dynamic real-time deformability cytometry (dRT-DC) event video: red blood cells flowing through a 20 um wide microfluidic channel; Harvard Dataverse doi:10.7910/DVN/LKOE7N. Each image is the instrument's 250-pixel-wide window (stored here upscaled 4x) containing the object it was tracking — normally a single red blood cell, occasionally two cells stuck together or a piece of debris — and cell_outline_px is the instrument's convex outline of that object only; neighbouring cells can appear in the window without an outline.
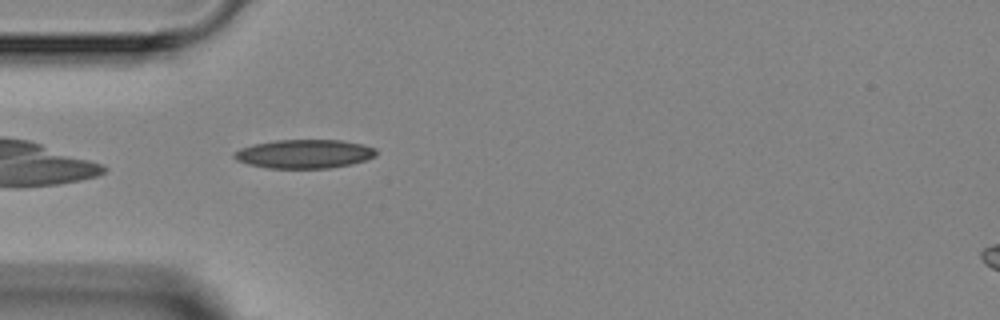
{"species": "Egyptian fruit bat (a non-hibernating species)", "species_latin": "Rousettus aegyptiacus", "temperature_condition": "room temperature", "stored_images_in_passage": 4, "camera_frame_rate_fps": 3000, "um_per_image_px": 0.085, "animal": {"sex": "female"}, "frame": {"image": 1, "passage_image": 4, "time_ms": 3.333, "image_size_px": [1000, 320], "cell_outline_px": [[376, 156], [352, 164], [332, 168], [268, 168], [248, 164], [236, 160], [232, 156], [232, 152], [240, 148], [252, 144], [276, 140], [340, 140], [364, 144], [376, 148]], "centroid_in_image_um": [25.85, 13.08], "position_along_channel_um": 59.2, "area_um2": 24.04}}